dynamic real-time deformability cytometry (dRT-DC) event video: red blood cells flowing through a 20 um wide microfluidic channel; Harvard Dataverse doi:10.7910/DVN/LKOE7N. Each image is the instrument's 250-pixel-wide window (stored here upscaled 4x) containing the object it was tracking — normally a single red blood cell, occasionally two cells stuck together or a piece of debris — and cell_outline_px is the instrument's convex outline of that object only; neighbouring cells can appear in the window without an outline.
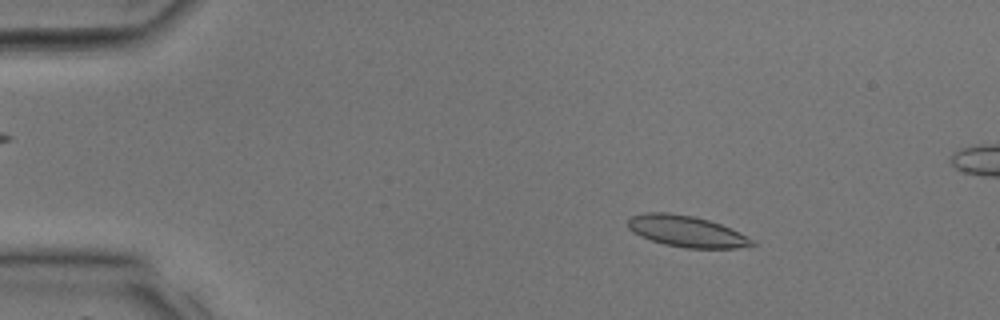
{"species": "common noctule bat (a hibernating species)", "species_latin": "Nyctalus noctula", "temperature_condition": "room temperature", "stored_images_in_passage": 35, "segment_of_instrument_passage": [1, 2], "camera_frame_rate_fps": 3000, "um_per_image_px": 0.085, "animal": {"sex": "male", "body_mass_g": 17.9, "forearm_length_mm": 54.2}, "frame": {"image": 1, "passage_image": 5, "time_ms": 1.333, "image_size_px": [1000, 320], "cell_outline_px": [[756, 244], [736, 248], [684, 248], [664, 244], [640, 236], [632, 232], [628, 228], [628, 220], [632, 216], [644, 212], [668, 212], [692, 216], [708, 220], [720, 224], [756, 240]], "centroid_in_image_um": [58.34, 19.66], "position_along_channel_um": 26.7, "area_um2": 22.54}}
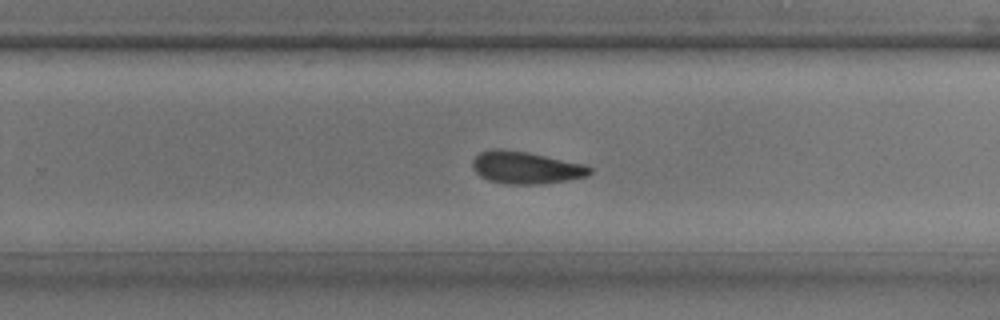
{"frame": {"image": 2, "passage_image": 22, "time_ms": 7.0, "image_size_px": [1000, 320], "cell_outline_px": [[592, 172], [588, 176], [568, 180], [544, 184], [508, 184], [488, 180], [480, 176], [472, 168], [472, 160], [480, 152], [492, 148], [500, 148], [528, 152], [584, 164], [592, 168]], "centroid_in_image_um": [44.69, 14.24], "position_along_channel_um": 285.1, "area_um2": 22.25}}
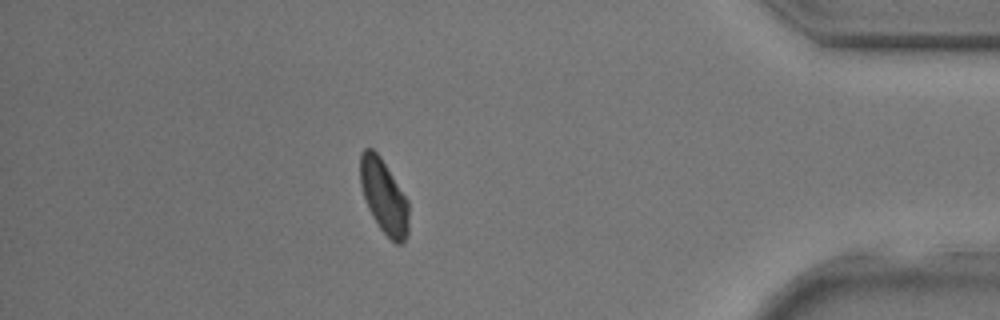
{"frame": {"image": 3, "passage_image": 30, "time_ms": 9.667, "image_size_px": [1000, 320], "cell_outline_px": [[408, 232], [404, 240], [400, 244], [396, 244], [380, 228], [372, 216], [368, 208], [360, 184], [360, 152], [364, 148], [372, 148], [380, 156], [408, 200]], "centroid_in_image_um": [32.62, 16.67], "position_along_channel_um": 402.6, "area_um2": 20.75}}